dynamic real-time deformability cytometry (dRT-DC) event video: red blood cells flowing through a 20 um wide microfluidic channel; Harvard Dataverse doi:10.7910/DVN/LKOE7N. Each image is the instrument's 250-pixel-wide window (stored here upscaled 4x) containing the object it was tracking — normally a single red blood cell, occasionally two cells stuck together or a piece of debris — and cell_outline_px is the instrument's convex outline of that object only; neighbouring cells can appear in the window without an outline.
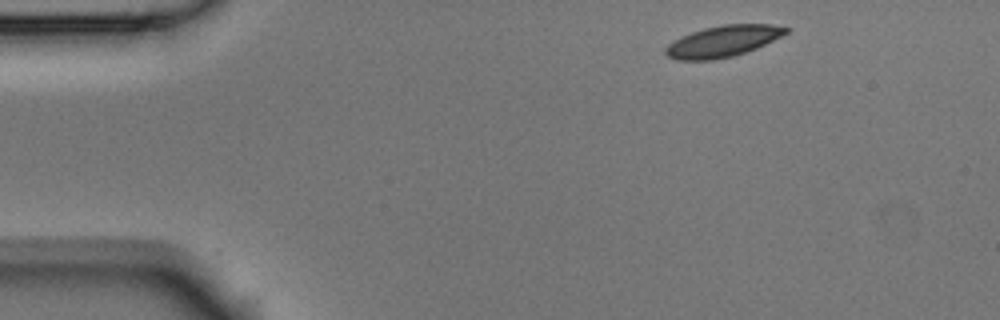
{"species": "Egyptian fruit bat (a non-hibernating species)", "species_latin": "Rousettus aegyptiacus", "temperature_condition": "room temperature", "stored_images_in_passage": 2, "camera_frame_rate_fps": 3000, "um_per_image_px": 0.085, "animal": {"sex": "male"}, "frame": {"image": 1, "passage_image": 1, "time_ms": 0.0, "image_size_px": [1000, 320], "cell_outline_px": [[792, 28], [788, 32], [756, 48], [732, 56], [712, 60], [676, 60], [668, 56], [664, 52], [664, 48], [668, 44], [692, 32], [704, 28], [724, 24], [772, 24]], "centroid_in_image_um": [61.45, 3.5], "position_along_channel_um": 23.5, "area_um2": 21.68}}